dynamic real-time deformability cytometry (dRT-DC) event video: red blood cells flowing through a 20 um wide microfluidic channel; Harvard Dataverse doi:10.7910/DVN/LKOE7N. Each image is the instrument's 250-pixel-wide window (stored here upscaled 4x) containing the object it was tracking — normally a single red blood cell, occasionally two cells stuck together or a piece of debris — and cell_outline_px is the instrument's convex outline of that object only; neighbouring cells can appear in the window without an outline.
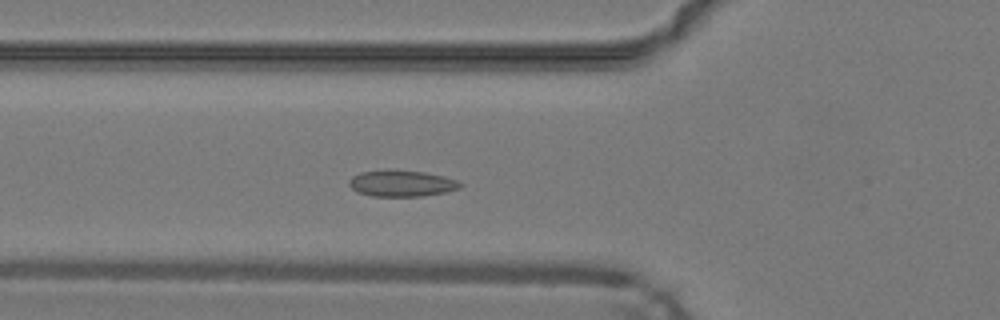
{"species": "common noctule bat (a hibernating species)", "species_latin": "Nyctalus noctula", "temperature_condition": "warm", "stored_images_in_passage": 35, "camera_frame_rate_fps": 3000, "um_per_image_px": 0.085, "animal": {"sex": "male", "body_mass_g": 19.2, "forearm_length_mm": 51.8}, "frame": {"image": 1, "passage_image": 3, "time_ms": 0.667, "image_size_px": [1000, 320], "cell_outline_px": [[464, 184], [460, 188], [444, 192], [420, 196], [372, 196], [356, 192], [348, 184], [348, 180], [352, 176], [360, 172], [424, 172], [444, 176], [456, 180]], "centroid_in_image_um": [34.14, 15.62], "position_along_channel_um": 91.7, "area_um2": 16.42}}
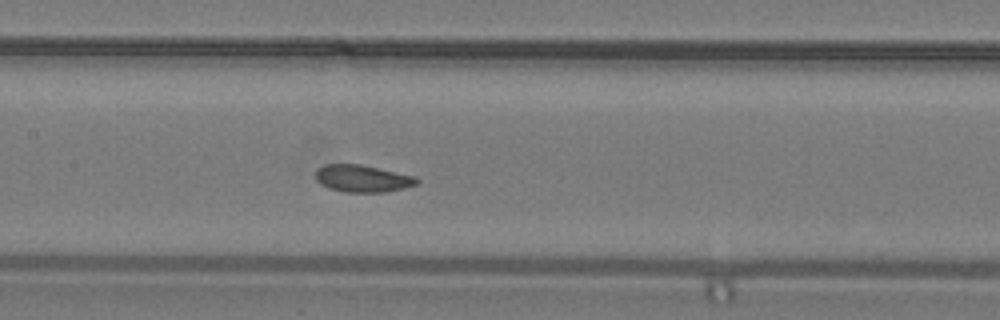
{"frame": {"image": 2, "passage_image": 9, "time_ms": 2.667, "image_size_px": [1000, 320], "cell_outline_px": [[420, 184], [404, 188], [384, 192], [344, 192], [328, 188], [320, 184], [316, 180], [316, 168], [324, 164], [360, 164], [416, 176], [420, 180]], "centroid_in_image_um": [30.82, 15.17], "position_along_channel_um": 176.6, "area_um2": 16.24}}
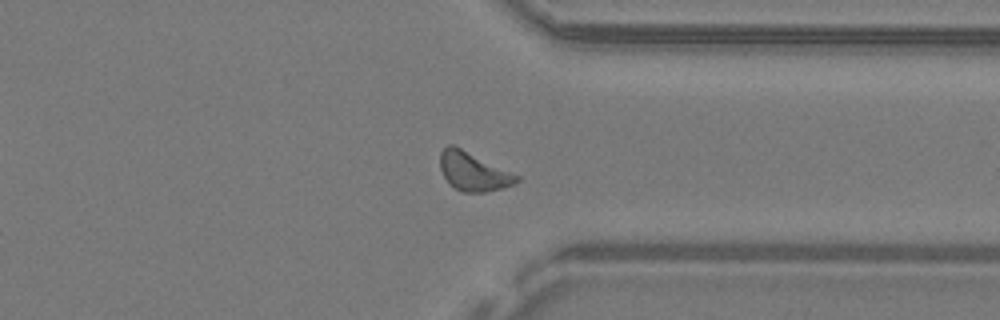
{"frame": {"image": 3, "passage_image": 23, "time_ms": 7.333, "image_size_px": [1000, 320], "cell_outline_px": [[520, 180], [504, 188], [484, 192], [464, 192], [448, 184], [440, 168], [440, 152], [448, 144], [456, 144], [520, 176]], "centroid_in_image_um": [40.22, 14.55], "position_along_channel_um": 371.2, "area_um2": 17.51}, "authors_computed_cell_mechanics": {"area_um2": 16.184, "velocity_mm_per_s": 4.2141, "shape_relaxation_time_tau1_ms": 3.463, "shape_relaxation_time_tau2_ms": 2.0877, "deformation_change_tau1": 0.0837, "deformation_change_tau2": 0.0736}}